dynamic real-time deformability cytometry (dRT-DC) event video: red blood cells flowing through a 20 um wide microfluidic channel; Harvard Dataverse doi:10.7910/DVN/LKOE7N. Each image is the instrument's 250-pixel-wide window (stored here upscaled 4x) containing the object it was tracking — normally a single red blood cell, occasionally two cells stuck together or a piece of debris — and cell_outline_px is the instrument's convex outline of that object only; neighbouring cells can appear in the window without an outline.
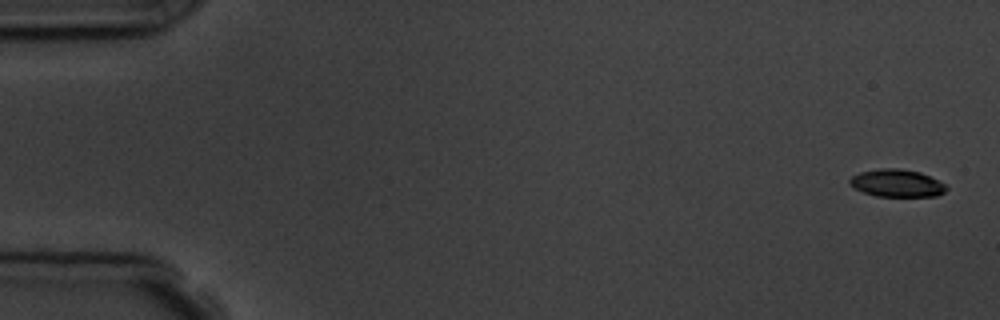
{"species": "common noctule bat (a hibernating species)", "species_latin": "Nyctalus noctula", "temperature_condition": "room temperature", "stored_images_in_passage": 6, "camera_frame_rate_fps": 3000, "um_per_image_px": 0.085, "animal": {"sex": "male", "body_mass_g": 19.5, "forearm_length_mm": 54.6}, "frame": {"image": 1, "passage_image": 1, "time_ms": 0.0, "image_size_px": [1000, 320], "cell_outline_px": [[948, 188], [944, 192], [936, 196], [876, 196], [864, 192], [848, 184], [848, 180], [852, 176], [860, 172], [880, 168], [900, 168], [920, 172], [944, 184]], "centroid_in_image_um": [76.2, 15.56], "position_along_channel_um": 8.8, "area_um2": 15.37}}
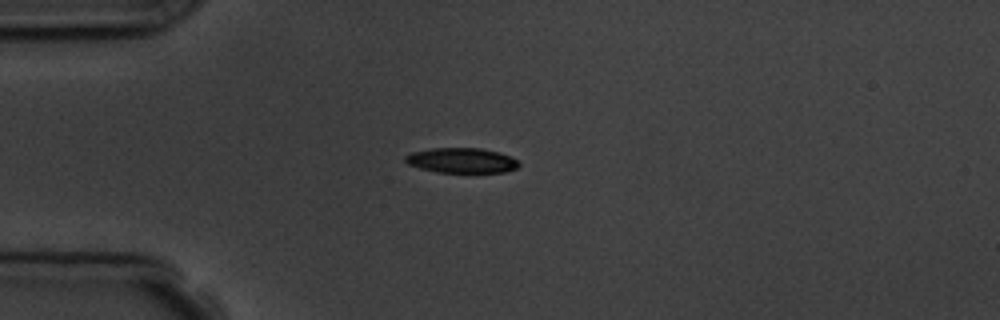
{"frame": {"image": 2, "passage_image": 4, "time_ms": 4.333, "image_size_px": [1000, 320], "cell_outline_px": [[520, 164], [516, 168], [504, 172], [436, 172], [420, 168], [408, 164], [404, 160], [404, 156], [412, 152], [432, 148], [480, 148], [500, 152], [516, 160]], "centroid_in_image_um": [39.21, 13.63], "position_along_channel_um": 45.8, "area_um2": 16.47}}
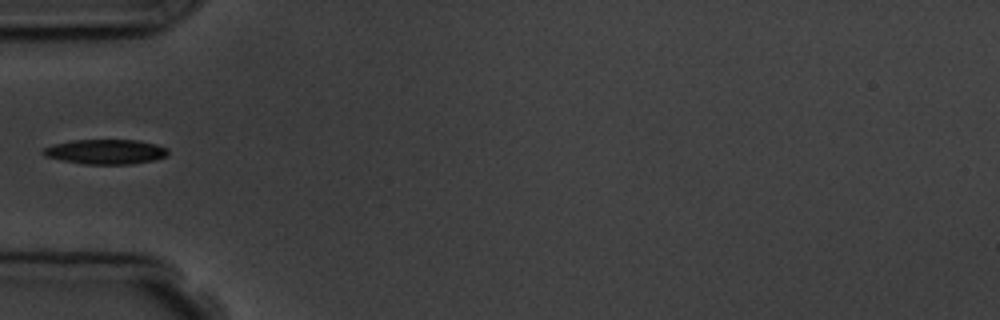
{"frame": {"image": 3, "passage_image": 5, "time_ms": 5.667, "image_size_px": [1000, 320], "cell_outline_px": [[168, 156], [156, 160], [132, 164], [84, 164], [44, 156], [40, 152], [44, 148], [52, 144], [72, 140], [136, 140], [156, 144], [168, 148]], "centroid_in_image_um": [9.0, 12.9], "position_along_channel_um": 76.0, "area_um2": 18.15}}